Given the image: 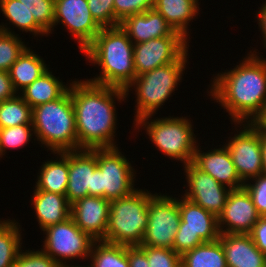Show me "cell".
Masks as SVG:
<instances>
[{
    "label": "cell",
    "instance_id": "1",
    "mask_svg": "<svg viewBox=\"0 0 266 267\" xmlns=\"http://www.w3.org/2000/svg\"><path fill=\"white\" fill-rule=\"evenodd\" d=\"M258 53L250 50L238 65L217 73L209 84L208 95L229 113L235 126L258 122L266 112V58Z\"/></svg>",
    "mask_w": 266,
    "mask_h": 267
},
{
    "label": "cell",
    "instance_id": "2",
    "mask_svg": "<svg viewBox=\"0 0 266 267\" xmlns=\"http://www.w3.org/2000/svg\"><path fill=\"white\" fill-rule=\"evenodd\" d=\"M74 106L78 150L117 147V113L115 101L122 103L126 91L121 88L98 85L88 80L70 83Z\"/></svg>",
    "mask_w": 266,
    "mask_h": 267
},
{
    "label": "cell",
    "instance_id": "3",
    "mask_svg": "<svg viewBox=\"0 0 266 267\" xmlns=\"http://www.w3.org/2000/svg\"><path fill=\"white\" fill-rule=\"evenodd\" d=\"M133 50L134 43L120 26L102 28L82 52L101 70L99 76L86 80L126 90L136 77Z\"/></svg>",
    "mask_w": 266,
    "mask_h": 267
},
{
    "label": "cell",
    "instance_id": "4",
    "mask_svg": "<svg viewBox=\"0 0 266 267\" xmlns=\"http://www.w3.org/2000/svg\"><path fill=\"white\" fill-rule=\"evenodd\" d=\"M33 140L51 153L78 150L74 106L69 89L58 99L32 108Z\"/></svg>",
    "mask_w": 266,
    "mask_h": 267
},
{
    "label": "cell",
    "instance_id": "5",
    "mask_svg": "<svg viewBox=\"0 0 266 267\" xmlns=\"http://www.w3.org/2000/svg\"><path fill=\"white\" fill-rule=\"evenodd\" d=\"M187 56L188 50L176 62L136 76L127 87L125 90L126 96L135 89L136 109L134 110L136 115L134 116V123L143 117L154 116L159 108L172 96V93L178 90V85H180L179 83L185 73L184 70L187 67Z\"/></svg>",
    "mask_w": 266,
    "mask_h": 267
},
{
    "label": "cell",
    "instance_id": "6",
    "mask_svg": "<svg viewBox=\"0 0 266 267\" xmlns=\"http://www.w3.org/2000/svg\"><path fill=\"white\" fill-rule=\"evenodd\" d=\"M137 188L126 197L111 200L108 228L102 240L126 246L141 245L148 223V206L154 195Z\"/></svg>",
    "mask_w": 266,
    "mask_h": 267
},
{
    "label": "cell",
    "instance_id": "7",
    "mask_svg": "<svg viewBox=\"0 0 266 267\" xmlns=\"http://www.w3.org/2000/svg\"><path fill=\"white\" fill-rule=\"evenodd\" d=\"M143 117L134 124L135 129L144 128L149 139L165 157L187 165L194 160L198 139L188 117ZM149 120V121H148Z\"/></svg>",
    "mask_w": 266,
    "mask_h": 267
},
{
    "label": "cell",
    "instance_id": "8",
    "mask_svg": "<svg viewBox=\"0 0 266 267\" xmlns=\"http://www.w3.org/2000/svg\"><path fill=\"white\" fill-rule=\"evenodd\" d=\"M96 160L92 196L111 201L126 197L136 190L135 169L129 159L120 152L119 147L96 148Z\"/></svg>",
    "mask_w": 266,
    "mask_h": 267
},
{
    "label": "cell",
    "instance_id": "9",
    "mask_svg": "<svg viewBox=\"0 0 266 267\" xmlns=\"http://www.w3.org/2000/svg\"><path fill=\"white\" fill-rule=\"evenodd\" d=\"M181 221L173 242V250L180 256L204 242L218 240L220 231L215 214L185 197L179 199Z\"/></svg>",
    "mask_w": 266,
    "mask_h": 267
},
{
    "label": "cell",
    "instance_id": "10",
    "mask_svg": "<svg viewBox=\"0 0 266 267\" xmlns=\"http://www.w3.org/2000/svg\"><path fill=\"white\" fill-rule=\"evenodd\" d=\"M42 231L46 237L41 249L61 267L68 266L67 263L72 259L88 260L92 245L96 241L89 234L83 232L72 217Z\"/></svg>",
    "mask_w": 266,
    "mask_h": 267
},
{
    "label": "cell",
    "instance_id": "11",
    "mask_svg": "<svg viewBox=\"0 0 266 267\" xmlns=\"http://www.w3.org/2000/svg\"><path fill=\"white\" fill-rule=\"evenodd\" d=\"M155 193L149 201L147 229L141 245L173 249L181 217L179 198Z\"/></svg>",
    "mask_w": 266,
    "mask_h": 267
},
{
    "label": "cell",
    "instance_id": "12",
    "mask_svg": "<svg viewBox=\"0 0 266 267\" xmlns=\"http://www.w3.org/2000/svg\"><path fill=\"white\" fill-rule=\"evenodd\" d=\"M242 127L225 143L240 179L245 183L263 173L260 124L238 123ZM245 125V126H244Z\"/></svg>",
    "mask_w": 266,
    "mask_h": 267
},
{
    "label": "cell",
    "instance_id": "13",
    "mask_svg": "<svg viewBox=\"0 0 266 267\" xmlns=\"http://www.w3.org/2000/svg\"><path fill=\"white\" fill-rule=\"evenodd\" d=\"M184 36H166L134 44L136 76L176 62L190 47Z\"/></svg>",
    "mask_w": 266,
    "mask_h": 267
},
{
    "label": "cell",
    "instance_id": "14",
    "mask_svg": "<svg viewBox=\"0 0 266 267\" xmlns=\"http://www.w3.org/2000/svg\"><path fill=\"white\" fill-rule=\"evenodd\" d=\"M64 25L79 43L81 53L93 42L102 27L94 20L87 0H55L54 27Z\"/></svg>",
    "mask_w": 266,
    "mask_h": 267
},
{
    "label": "cell",
    "instance_id": "15",
    "mask_svg": "<svg viewBox=\"0 0 266 267\" xmlns=\"http://www.w3.org/2000/svg\"><path fill=\"white\" fill-rule=\"evenodd\" d=\"M183 168L188 187L183 197L218 217L226 204L231 189L218 183L193 162L184 165Z\"/></svg>",
    "mask_w": 266,
    "mask_h": 267
},
{
    "label": "cell",
    "instance_id": "16",
    "mask_svg": "<svg viewBox=\"0 0 266 267\" xmlns=\"http://www.w3.org/2000/svg\"><path fill=\"white\" fill-rule=\"evenodd\" d=\"M261 216L251 195L243 187L231 190L222 212L218 215L220 233L249 234Z\"/></svg>",
    "mask_w": 266,
    "mask_h": 267
},
{
    "label": "cell",
    "instance_id": "17",
    "mask_svg": "<svg viewBox=\"0 0 266 267\" xmlns=\"http://www.w3.org/2000/svg\"><path fill=\"white\" fill-rule=\"evenodd\" d=\"M110 202L103 197L86 196L71 204V217L94 240H103L108 228Z\"/></svg>",
    "mask_w": 266,
    "mask_h": 267
},
{
    "label": "cell",
    "instance_id": "18",
    "mask_svg": "<svg viewBox=\"0 0 266 267\" xmlns=\"http://www.w3.org/2000/svg\"><path fill=\"white\" fill-rule=\"evenodd\" d=\"M96 167V149L68 151L69 179L65 196L70 204L92 196L93 172Z\"/></svg>",
    "mask_w": 266,
    "mask_h": 267
},
{
    "label": "cell",
    "instance_id": "19",
    "mask_svg": "<svg viewBox=\"0 0 266 267\" xmlns=\"http://www.w3.org/2000/svg\"><path fill=\"white\" fill-rule=\"evenodd\" d=\"M199 145L195 149L193 163L200 170L206 172L218 183L231 190L244 187V182L240 179L231 155L225 145L220 148L210 149L207 152L201 151Z\"/></svg>",
    "mask_w": 266,
    "mask_h": 267
},
{
    "label": "cell",
    "instance_id": "20",
    "mask_svg": "<svg viewBox=\"0 0 266 267\" xmlns=\"http://www.w3.org/2000/svg\"><path fill=\"white\" fill-rule=\"evenodd\" d=\"M119 26L134 44L166 36H183L154 8L124 18Z\"/></svg>",
    "mask_w": 266,
    "mask_h": 267
},
{
    "label": "cell",
    "instance_id": "21",
    "mask_svg": "<svg viewBox=\"0 0 266 267\" xmlns=\"http://www.w3.org/2000/svg\"><path fill=\"white\" fill-rule=\"evenodd\" d=\"M227 267H266V255L249 234L220 233Z\"/></svg>",
    "mask_w": 266,
    "mask_h": 267
},
{
    "label": "cell",
    "instance_id": "22",
    "mask_svg": "<svg viewBox=\"0 0 266 267\" xmlns=\"http://www.w3.org/2000/svg\"><path fill=\"white\" fill-rule=\"evenodd\" d=\"M32 205L41 231L71 217V204L65 195L33 190Z\"/></svg>",
    "mask_w": 266,
    "mask_h": 267
},
{
    "label": "cell",
    "instance_id": "23",
    "mask_svg": "<svg viewBox=\"0 0 266 267\" xmlns=\"http://www.w3.org/2000/svg\"><path fill=\"white\" fill-rule=\"evenodd\" d=\"M199 0H154L153 8L158 11L171 27L190 39L188 26L199 13ZM189 36V37H188Z\"/></svg>",
    "mask_w": 266,
    "mask_h": 267
},
{
    "label": "cell",
    "instance_id": "24",
    "mask_svg": "<svg viewBox=\"0 0 266 267\" xmlns=\"http://www.w3.org/2000/svg\"><path fill=\"white\" fill-rule=\"evenodd\" d=\"M56 160H47L40 166L34 190L48 191L60 195L66 194L69 179L68 151L54 152Z\"/></svg>",
    "mask_w": 266,
    "mask_h": 267
},
{
    "label": "cell",
    "instance_id": "25",
    "mask_svg": "<svg viewBox=\"0 0 266 267\" xmlns=\"http://www.w3.org/2000/svg\"><path fill=\"white\" fill-rule=\"evenodd\" d=\"M48 66L41 56L27 47L9 70L14 90L19 94V91L21 92L44 74L49 69Z\"/></svg>",
    "mask_w": 266,
    "mask_h": 267
},
{
    "label": "cell",
    "instance_id": "26",
    "mask_svg": "<svg viewBox=\"0 0 266 267\" xmlns=\"http://www.w3.org/2000/svg\"><path fill=\"white\" fill-rule=\"evenodd\" d=\"M48 69L32 84L27 86L19 95L26 101L31 108L40 104L54 101L60 98L68 89L70 84H63L59 77L52 75Z\"/></svg>",
    "mask_w": 266,
    "mask_h": 267
},
{
    "label": "cell",
    "instance_id": "27",
    "mask_svg": "<svg viewBox=\"0 0 266 267\" xmlns=\"http://www.w3.org/2000/svg\"><path fill=\"white\" fill-rule=\"evenodd\" d=\"M181 267H227L220 240L204 242L181 256Z\"/></svg>",
    "mask_w": 266,
    "mask_h": 267
},
{
    "label": "cell",
    "instance_id": "28",
    "mask_svg": "<svg viewBox=\"0 0 266 267\" xmlns=\"http://www.w3.org/2000/svg\"><path fill=\"white\" fill-rule=\"evenodd\" d=\"M16 220H0V267H13L22 248V231Z\"/></svg>",
    "mask_w": 266,
    "mask_h": 267
},
{
    "label": "cell",
    "instance_id": "29",
    "mask_svg": "<svg viewBox=\"0 0 266 267\" xmlns=\"http://www.w3.org/2000/svg\"><path fill=\"white\" fill-rule=\"evenodd\" d=\"M0 12L7 18L9 24L20 31L29 32L35 36H48V33L35 21L29 10L19 0H0Z\"/></svg>",
    "mask_w": 266,
    "mask_h": 267
},
{
    "label": "cell",
    "instance_id": "30",
    "mask_svg": "<svg viewBox=\"0 0 266 267\" xmlns=\"http://www.w3.org/2000/svg\"><path fill=\"white\" fill-rule=\"evenodd\" d=\"M92 267H129L127 246L95 241L89 255Z\"/></svg>",
    "mask_w": 266,
    "mask_h": 267
},
{
    "label": "cell",
    "instance_id": "31",
    "mask_svg": "<svg viewBox=\"0 0 266 267\" xmlns=\"http://www.w3.org/2000/svg\"><path fill=\"white\" fill-rule=\"evenodd\" d=\"M32 124V108L18 94L0 102V129Z\"/></svg>",
    "mask_w": 266,
    "mask_h": 267
},
{
    "label": "cell",
    "instance_id": "32",
    "mask_svg": "<svg viewBox=\"0 0 266 267\" xmlns=\"http://www.w3.org/2000/svg\"><path fill=\"white\" fill-rule=\"evenodd\" d=\"M5 24H0V71L9 72L12 64L27 48L26 44Z\"/></svg>",
    "mask_w": 266,
    "mask_h": 267
},
{
    "label": "cell",
    "instance_id": "33",
    "mask_svg": "<svg viewBox=\"0 0 266 267\" xmlns=\"http://www.w3.org/2000/svg\"><path fill=\"white\" fill-rule=\"evenodd\" d=\"M35 136L32 124H22L0 129V157L6 154L7 149L24 147Z\"/></svg>",
    "mask_w": 266,
    "mask_h": 267
},
{
    "label": "cell",
    "instance_id": "34",
    "mask_svg": "<svg viewBox=\"0 0 266 267\" xmlns=\"http://www.w3.org/2000/svg\"><path fill=\"white\" fill-rule=\"evenodd\" d=\"M35 21L50 35L54 30L55 0H19Z\"/></svg>",
    "mask_w": 266,
    "mask_h": 267
},
{
    "label": "cell",
    "instance_id": "35",
    "mask_svg": "<svg viewBox=\"0 0 266 267\" xmlns=\"http://www.w3.org/2000/svg\"><path fill=\"white\" fill-rule=\"evenodd\" d=\"M139 247L146 253L150 267H181V256L171 248Z\"/></svg>",
    "mask_w": 266,
    "mask_h": 267
},
{
    "label": "cell",
    "instance_id": "36",
    "mask_svg": "<svg viewBox=\"0 0 266 267\" xmlns=\"http://www.w3.org/2000/svg\"><path fill=\"white\" fill-rule=\"evenodd\" d=\"M154 0H114L115 27L126 17L152 9Z\"/></svg>",
    "mask_w": 266,
    "mask_h": 267
},
{
    "label": "cell",
    "instance_id": "37",
    "mask_svg": "<svg viewBox=\"0 0 266 267\" xmlns=\"http://www.w3.org/2000/svg\"><path fill=\"white\" fill-rule=\"evenodd\" d=\"M94 20L102 27H115L114 0H87Z\"/></svg>",
    "mask_w": 266,
    "mask_h": 267
},
{
    "label": "cell",
    "instance_id": "38",
    "mask_svg": "<svg viewBox=\"0 0 266 267\" xmlns=\"http://www.w3.org/2000/svg\"><path fill=\"white\" fill-rule=\"evenodd\" d=\"M13 267H61L54 259L47 255L42 249L20 250Z\"/></svg>",
    "mask_w": 266,
    "mask_h": 267
},
{
    "label": "cell",
    "instance_id": "39",
    "mask_svg": "<svg viewBox=\"0 0 266 267\" xmlns=\"http://www.w3.org/2000/svg\"><path fill=\"white\" fill-rule=\"evenodd\" d=\"M251 180L244 183V188L251 195L258 214L261 217H266V173Z\"/></svg>",
    "mask_w": 266,
    "mask_h": 267
},
{
    "label": "cell",
    "instance_id": "40",
    "mask_svg": "<svg viewBox=\"0 0 266 267\" xmlns=\"http://www.w3.org/2000/svg\"><path fill=\"white\" fill-rule=\"evenodd\" d=\"M256 247L266 255V217H260L249 233Z\"/></svg>",
    "mask_w": 266,
    "mask_h": 267
},
{
    "label": "cell",
    "instance_id": "41",
    "mask_svg": "<svg viewBox=\"0 0 266 267\" xmlns=\"http://www.w3.org/2000/svg\"><path fill=\"white\" fill-rule=\"evenodd\" d=\"M129 267H150L146 253L139 246H127Z\"/></svg>",
    "mask_w": 266,
    "mask_h": 267
},
{
    "label": "cell",
    "instance_id": "42",
    "mask_svg": "<svg viewBox=\"0 0 266 267\" xmlns=\"http://www.w3.org/2000/svg\"><path fill=\"white\" fill-rule=\"evenodd\" d=\"M17 94L13 88L9 72L0 71V102L11 99Z\"/></svg>",
    "mask_w": 266,
    "mask_h": 267
},
{
    "label": "cell",
    "instance_id": "43",
    "mask_svg": "<svg viewBox=\"0 0 266 267\" xmlns=\"http://www.w3.org/2000/svg\"><path fill=\"white\" fill-rule=\"evenodd\" d=\"M259 11L257 12V20H258V25L260 27L261 32V37L263 38V45L266 48V1L265 3H262L261 7H259Z\"/></svg>",
    "mask_w": 266,
    "mask_h": 267
},
{
    "label": "cell",
    "instance_id": "44",
    "mask_svg": "<svg viewBox=\"0 0 266 267\" xmlns=\"http://www.w3.org/2000/svg\"><path fill=\"white\" fill-rule=\"evenodd\" d=\"M260 142L262 149V168L263 173H266V129L260 125Z\"/></svg>",
    "mask_w": 266,
    "mask_h": 267
},
{
    "label": "cell",
    "instance_id": "45",
    "mask_svg": "<svg viewBox=\"0 0 266 267\" xmlns=\"http://www.w3.org/2000/svg\"><path fill=\"white\" fill-rule=\"evenodd\" d=\"M258 123L266 129V112L265 114L263 115V117L258 121Z\"/></svg>",
    "mask_w": 266,
    "mask_h": 267
},
{
    "label": "cell",
    "instance_id": "46",
    "mask_svg": "<svg viewBox=\"0 0 266 267\" xmlns=\"http://www.w3.org/2000/svg\"><path fill=\"white\" fill-rule=\"evenodd\" d=\"M66 267H92L91 265H87V266H81V265H79L78 266V264L77 265H68V266H66Z\"/></svg>",
    "mask_w": 266,
    "mask_h": 267
}]
</instances>
